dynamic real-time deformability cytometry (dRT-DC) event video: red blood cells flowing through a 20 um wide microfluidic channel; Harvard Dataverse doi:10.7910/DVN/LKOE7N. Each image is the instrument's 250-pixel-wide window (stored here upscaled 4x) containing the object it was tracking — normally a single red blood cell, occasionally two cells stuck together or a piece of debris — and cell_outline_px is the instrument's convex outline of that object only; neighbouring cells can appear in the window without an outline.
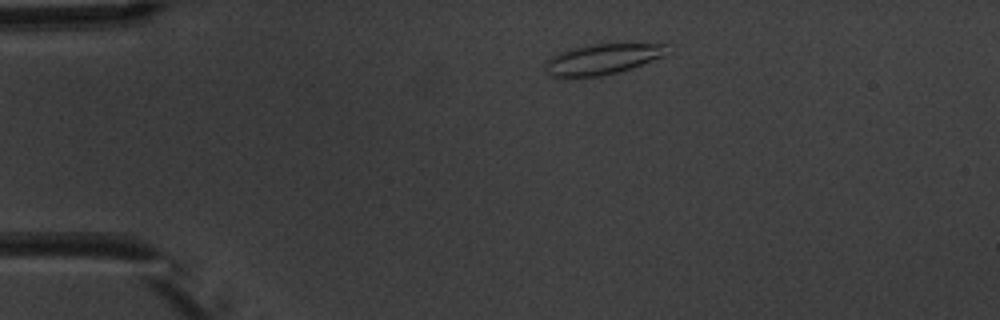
{"species": "common noctule bat (a hibernating species)", "species_latin": "Nyctalus noctula", "temperature_condition": "warm", "stored_images_in_passage": 7, "camera_frame_rate_fps": 3000, "um_per_image_px": 0.085, "animal": {"sex": "male", "body_mass_g": 20.1, "forearm_length_mm": 53.5}, "frame": {"image": 1, "passage_image": 1, "time_ms": 0.0, "image_size_px": [1000, 320], "cell_outline_px": [[668, 56], [616, 72], [600, 76], [572, 80], [548, 76], [544, 68], [544, 60], [560, 52], [572, 48], [596, 44], [668, 44]], "centroid_in_image_um": [51.13, 5.07], "position_along_channel_um": 33.9, "area_um2": 22.31}}
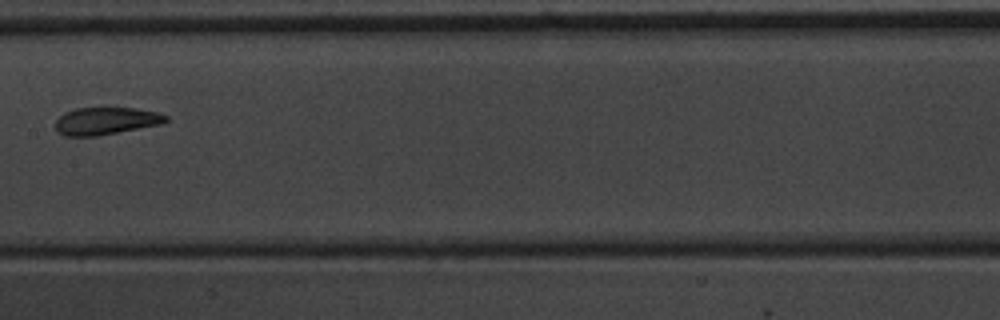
{"frame": {"image": 2, "passage_image": 6, "time_ms": 5.667, "image_size_px": [1000, 320], "cell_outline_px": [[168, 120], [164, 124], [96, 136], [64, 136], [56, 128], [56, 120], [64, 112], [76, 108], [136, 108], [160, 112], [168, 116]], "centroid_in_image_um": [9.06, 10.27], "position_along_channel_um": 198.3, "area_um2": 17.74}}
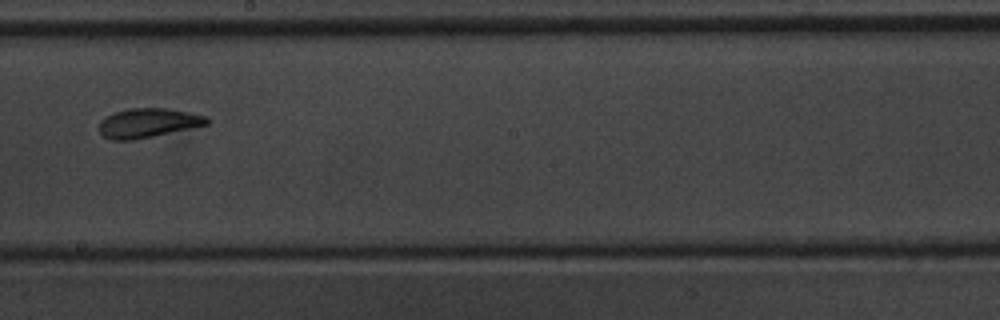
{"frame": {"image": 3, "passage_image": 7, "time_ms": 6.667, "image_size_px": [1000, 320], "cell_outline_px": [[208, 124], [152, 136], [132, 140], [112, 140], [104, 136], [100, 132], [100, 120], [104, 116], [116, 112], [132, 108], [168, 108], [208, 116]], "centroid_in_image_um": [12.57, 10.44], "position_along_channel_um": 235.6, "area_um2": 18.15}}